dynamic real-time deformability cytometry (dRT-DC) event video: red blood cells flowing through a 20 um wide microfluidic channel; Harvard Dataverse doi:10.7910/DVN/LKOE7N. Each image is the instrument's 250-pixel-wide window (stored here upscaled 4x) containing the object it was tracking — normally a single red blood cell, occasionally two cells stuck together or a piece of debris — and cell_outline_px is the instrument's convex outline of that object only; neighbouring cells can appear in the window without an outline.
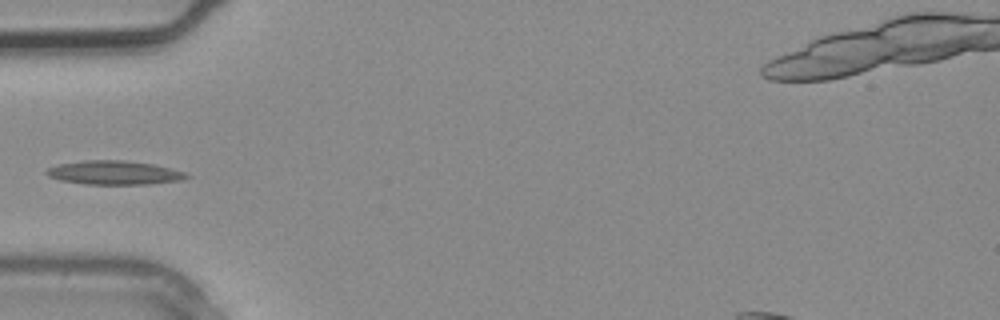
{"species": "common noctule bat (a hibernating species)", "species_latin": "Nyctalus noctula", "temperature_condition": "warm", "stored_images_in_passage": 4, "camera_frame_rate_fps": 3000, "um_per_image_px": 0.085, "animal": {"sex": "male", "body_mass_g": 20.4}, "frame": {"image": 1, "passage_image": 4, "time_ms": 1.0, "image_size_px": [1000, 320], "cell_outline_px": [[192, 176], [180, 180], [152, 184], [84, 184], [60, 180], [48, 176], [44, 172], [48, 168], [60, 164], [84, 160], [124, 160], [152, 164], [184, 172]], "centroid_in_image_um": [9.69, 14.68], "position_along_channel_um": 75.3, "area_um2": 19.36}}